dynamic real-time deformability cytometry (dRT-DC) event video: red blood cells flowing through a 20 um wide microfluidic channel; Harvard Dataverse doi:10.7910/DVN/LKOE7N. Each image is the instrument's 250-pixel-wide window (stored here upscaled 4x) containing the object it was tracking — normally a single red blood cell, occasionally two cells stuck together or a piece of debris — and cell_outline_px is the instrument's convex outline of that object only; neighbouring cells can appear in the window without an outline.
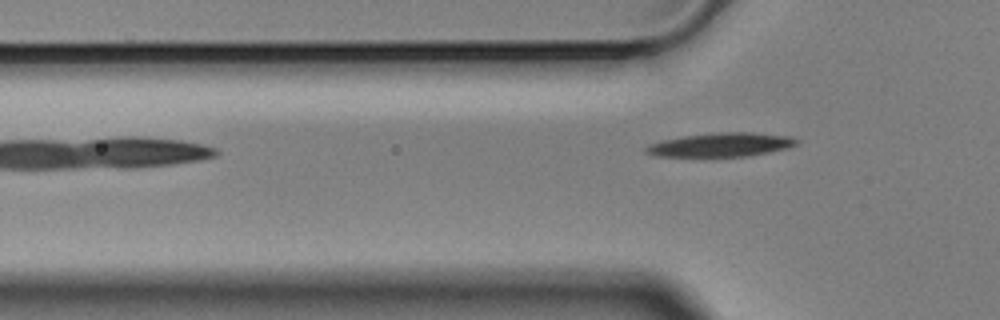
{"species": "Egyptian fruit bat (a non-hibernating species)", "species_latin": "Rousettus aegyptiacus", "temperature_condition": "cold", "stored_images_in_passage": 5, "camera_frame_rate_fps": 3000, "um_per_image_px": 0.085, "animal": {"sex": "male"}, "frame": {"image": 1, "passage_image": 5, "time_ms": 1.333, "image_size_px": [1000, 320], "cell_outline_px": [[800, 140], [796, 144], [788, 148], [748, 156], [656, 156], [644, 152], [644, 148], [648, 144], [660, 140], [684, 136], [720, 132], [752, 132], [792, 136]], "centroid_in_image_um": [61.28, 12.29], "position_along_channel_um": 64.5, "area_um2": 20.98}}